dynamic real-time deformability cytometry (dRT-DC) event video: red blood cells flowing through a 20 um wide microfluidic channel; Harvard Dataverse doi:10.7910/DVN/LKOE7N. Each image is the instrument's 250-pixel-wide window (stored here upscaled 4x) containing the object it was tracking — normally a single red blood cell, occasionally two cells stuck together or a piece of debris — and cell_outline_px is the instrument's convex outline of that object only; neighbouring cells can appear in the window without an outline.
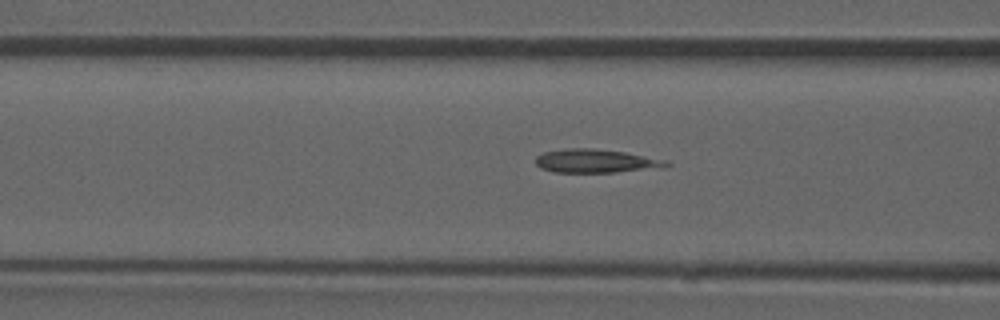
{"species": "common noctule bat (a hibernating species)", "species_latin": "Nyctalus noctula", "temperature_condition": "room temperature", "stored_images_in_passage": 45, "camera_frame_rate_fps": 3000, "um_per_image_px": 0.085, "animal": {"sex": "male", "forearm_length_mm": 52.5}, "frame": {"image": 1, "passage_image": 13, "time_ms": 4.0, "image_size_px": [1000, 320], "cell_outline_px": [[672, 164], [664, 168], [616, 172], [552, 172], [540, 168], [536, 164], [536, 156], [544, 152], [568, 148], [596, 148], [624, 152], [668, 160]], "centroid_in_image_um": [50.69, 13.69], "position_along_channel_um": 115.9, "area_um2": 18.15}}